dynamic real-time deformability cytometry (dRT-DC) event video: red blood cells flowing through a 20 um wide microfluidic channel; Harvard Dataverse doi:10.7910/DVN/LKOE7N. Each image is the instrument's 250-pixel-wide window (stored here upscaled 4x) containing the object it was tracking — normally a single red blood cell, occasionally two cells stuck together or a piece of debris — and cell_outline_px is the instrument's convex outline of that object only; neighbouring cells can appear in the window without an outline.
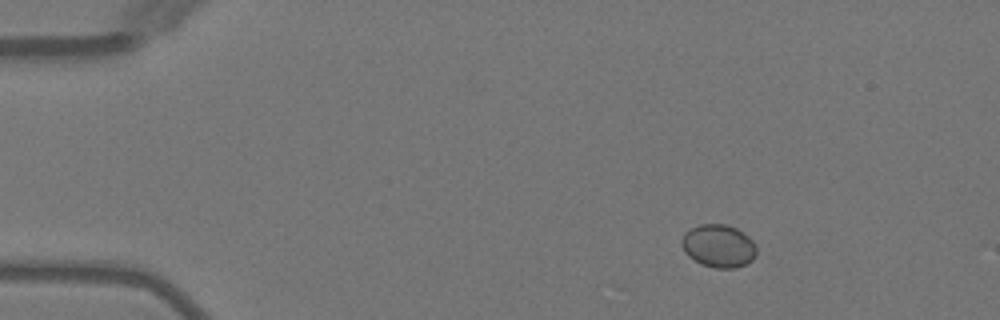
{"species": "Egyptian fruit bat (a non-hibernating species)", "species_latin": "Rousettus aegyptiacus", "temperature_condition": "warm", "stored_images_in_passage": 3, "camera_frame_rate_fps": 3000, "um_per_image_px": 0.085, "animal": {"sex": "female"}, "frame": {"image": 1, "passage_image": 1, "time_ms": 0.0, "image_size_px": [1000, 320], "cell_outline_px": [[756, 256], [752, 260], [736, 268], [716, 268], [700, 264], [688, 256], [684, 252], [680, 244], [680, 240], [684, 232], [700, 224], [728, 224], [736, 228], [748, 236], [756, 244]], "centroid_in_image_um": [61.05, 20.9], "position_along_channel_um": 23.9, "area_um2": 18.96}}
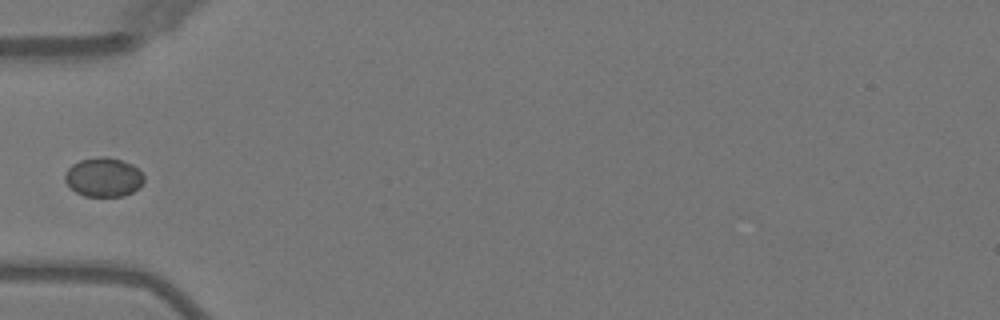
{"frame": {"image": 2, "passage_image": 3, "time_ms": 3.333, "image_size_px": [1000, 320], "cell_outline_px": [[144, 180], [140, 188], [124, 196], [84, 196], [76, 192], [64, 180], [64, 172], [72, 164], [80, 160], [96, 156], [104, 156], [120, 160], [132, 164], [144, 176]], "centroid_in_image_um": [8.79, 15.06], "position_along_channel_um": 76.2, "area_um2": 18.09}}